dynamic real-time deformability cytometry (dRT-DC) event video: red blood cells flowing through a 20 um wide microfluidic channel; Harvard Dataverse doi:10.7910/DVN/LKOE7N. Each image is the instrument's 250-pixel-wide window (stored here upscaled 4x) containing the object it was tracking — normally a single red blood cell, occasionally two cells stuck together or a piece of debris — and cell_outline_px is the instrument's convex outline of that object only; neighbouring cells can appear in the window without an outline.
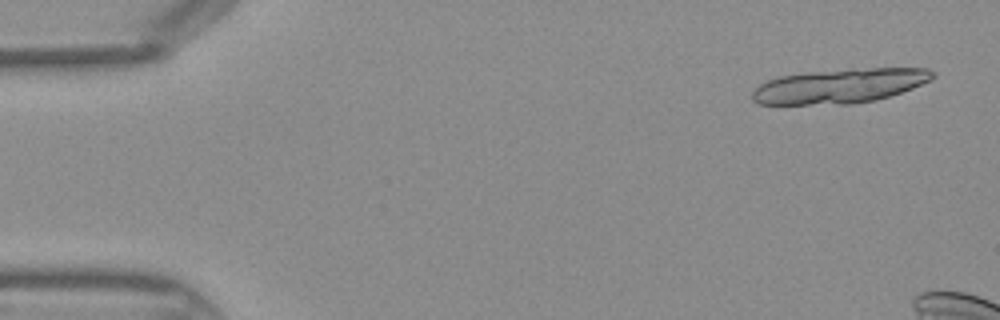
{"species": "Egyptian fruit bat (a non-hibernating species)", "species_latin": "Rousettus aegyptiacus", "temperature_condition": "warm", "stored_images_in_passage": 8, "camera_frame_rate_fps": 3000, "um_per_image_px": 0.085, "frame": {"image": 1, "passage_image": 1, "time_ms": 0.0, "image_size_px": [1000, 320], "cell_outline_px": [[936, 76], [932, 80], [912, 88], [876, 100], [852, 104], [756, 104], [752, 100], [752, 92], [760, 84], [768, 80], [780, 76], [808, 72], [868, 68], [928, 68], [936, 72]], "centroid_in_image_um": [71.4, 7.31], "position_along_channel_um": 13.6, "area_um2": 36.18}}